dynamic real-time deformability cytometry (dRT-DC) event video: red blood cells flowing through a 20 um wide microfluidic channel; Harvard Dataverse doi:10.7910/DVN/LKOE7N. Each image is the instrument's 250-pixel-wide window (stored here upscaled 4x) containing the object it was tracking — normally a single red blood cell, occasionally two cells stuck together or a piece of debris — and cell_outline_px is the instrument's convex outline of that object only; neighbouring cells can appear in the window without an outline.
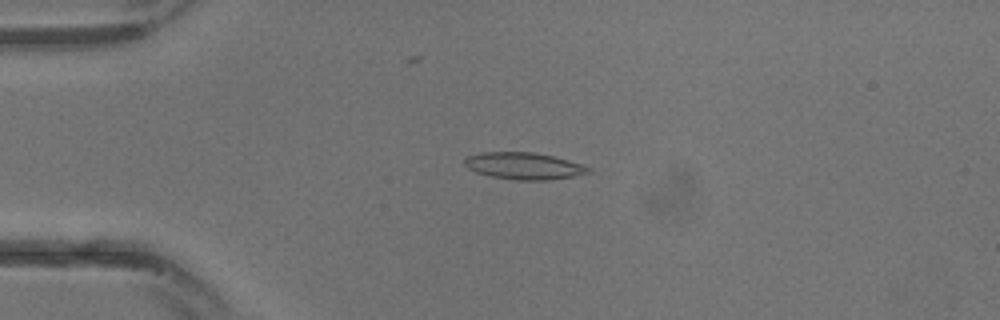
{"species": "common noctule bat (a hibernating species)", "species_latin": "Nyctalus noctula", "temperature_condition": "warm", "stored_images_in_passage": 31, "camera_frame_rate_fps": 3000, "um_per_image_px": 0.085, "animal": {"sex": "male", "body_mass_g": 13.3}, "frame": {"image": 1, "passage_image": 8, "time_ms": 2.333, "image_size_px": [1000, 320], "cell_outline_px": [[592, 172], [572, 176], [548, 180], [516, 180], [492, 176], [476, 172], [468, 168], [464, 164], [464, 160], [468, 156], [484, 152], [532, 152], [552, 156], [568, 160], [592, 168]], "centroid_in_image_um": [44.54, 14.1], "position_along_channel_um": 40.5, "area_um2": 19.19}}
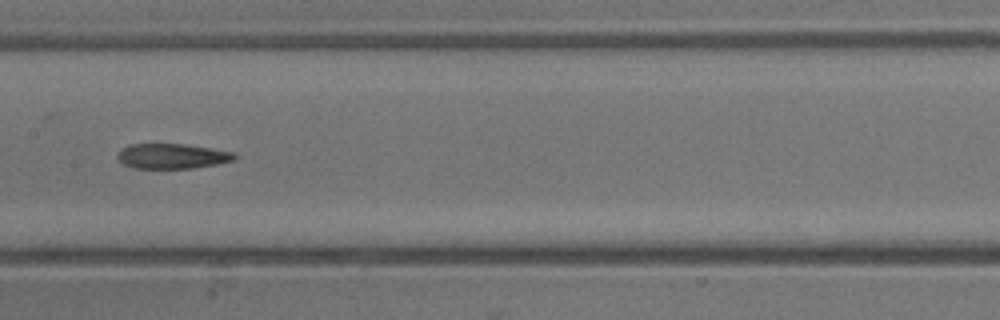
{"frame": {"image": 2, "passage_image": 16, "time_ms": 5.0, "image_size_px": [1000, 320], "cell_outline_px": [[236, 160], [216, 164], [192, 168], [132, 168], [124, 164], [116, 156], [124, 148], [132, 144], [184, 144], [212, 148], [236, 152]], "centroid_in_image_um": [14.69, 13.27], "position_along_channel_um": 192.7, "area_um2": 16.99}}
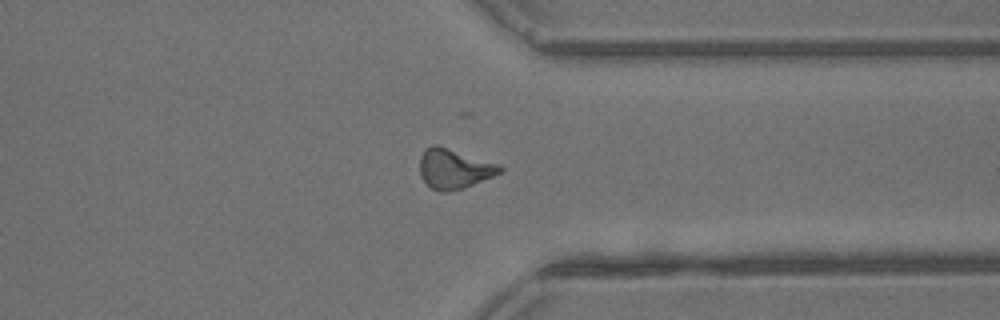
{"frame": {"image": 3, "passage_image": 24, "time_ms": 7.667, "image_size_px": [1000, 320], "cell_outline_px": [[504, 172], [464, 188], [448, 192], [440, 192], [432, 188], [420, 176], [420, 156], [424, 148], [432, 144], [436, 144], [500, 164], [504, 168]], "centroid_in_image_um": [38.62, 14.34], "position_along_channel_um": 372.8, "area_um2": 18.84}}